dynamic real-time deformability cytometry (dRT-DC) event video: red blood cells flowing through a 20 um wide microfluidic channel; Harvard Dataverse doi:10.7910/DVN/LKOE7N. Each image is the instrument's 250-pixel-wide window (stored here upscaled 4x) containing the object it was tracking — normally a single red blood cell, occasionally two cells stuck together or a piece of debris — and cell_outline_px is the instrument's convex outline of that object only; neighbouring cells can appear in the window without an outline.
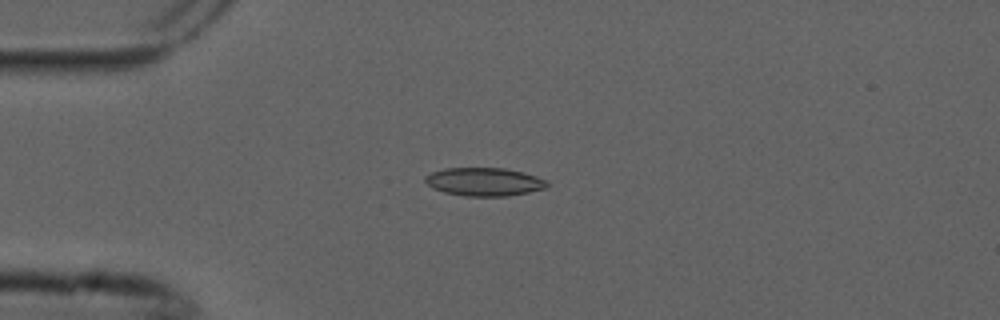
{"species": "common noctule bat (a hibernating species)", "species_latin": "Nyctalus noctula", "temperature_condition": "cold", "stored_images_in_passage": 6, "camera_frame_rate_fps": 3000, "um_per_image_px": 0.085, "animal": {"sex": "male", "forearm_length_mm": 52.5}, "frame": {"image": 1, "passage_image": 4, "time_ms": 1.0, "image_size_px": [1000, 320], "cell_outline_px": [[548, 184], [544, 188], [528, 192], [508, 196], [464, 196], [444, 192], [432, 188], [424, 180], [424, 176], [432, 172], [444, 168], [504, 168], [524, 172], [548, 180]], "centroid_in_image_um": [41.14, 15.45], "position_along_channel_um": 43.9, "area_um2": 20.11}}
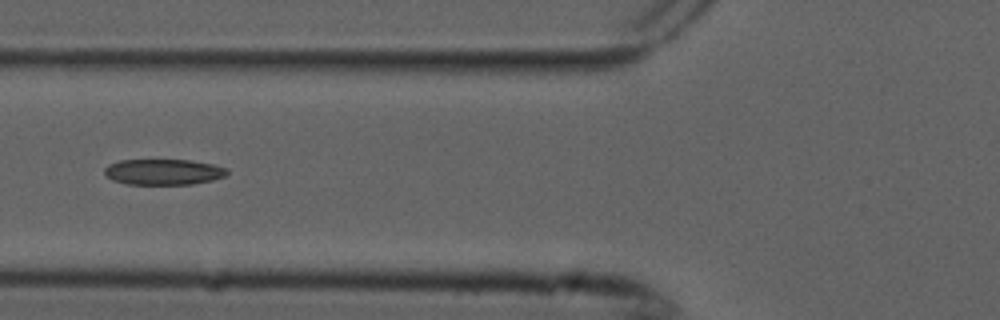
{"frame": {"image": 2, "passage_image": 6, "time_ms": 1.667, "image_size_px": [1000, 320], "cell_outline_px": [[228, 172], [224, 176], [212, 180], [192, 184], [128, 184], [112, 180], [104, 172], [104, 168], [108, 164], [120, 160], [188, 160], [212, 164], [228, 168]], "centroid_in_image_um": [13.88, 14.61], "position_along_channel_um": 111.9, "area_um2": 18.32}}